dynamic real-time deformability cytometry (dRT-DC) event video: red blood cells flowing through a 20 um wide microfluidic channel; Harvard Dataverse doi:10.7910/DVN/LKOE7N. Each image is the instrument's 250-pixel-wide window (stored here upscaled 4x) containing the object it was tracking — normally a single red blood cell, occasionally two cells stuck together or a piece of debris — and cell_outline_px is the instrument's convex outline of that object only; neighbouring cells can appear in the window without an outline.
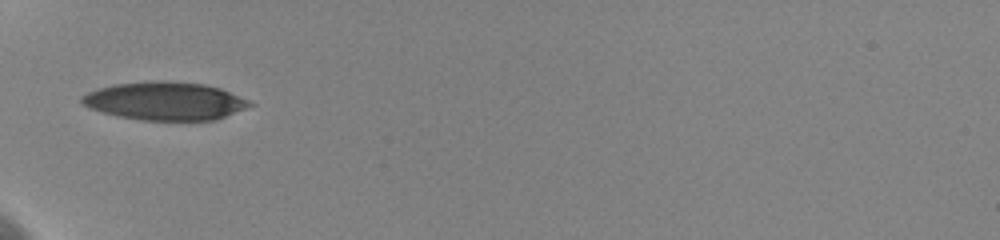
{"species": "human", "species_latin": "Homo sapiens", "temperature_condition": "cold", "stored_images_in_passage": 37, "camera_frame_rate_fps": 3000, "um_per_image_px": 0.085, "donor": {"sex": "female"}, "frame": {"image": 1, "passage_image": 1, "time_ms": 0.0, "image_size_px": [1000, 240], "cell_outline_px": [[256, 104], [216, 120], [140, 120], [120, 116], [104, 112], [92, 108], [84, 104], [80, 100], [80, 96], [96, 88], [116, 84], [156, 80], [164, 80], [204, 84], [220, 88], [248, 100]], "centroid_in_image_um": [14.04, 8.58], "position_along_channel_um": 71.0, "area_um2": 37.17}, "authors_computed_cell_mechanics": {"area_um2": 37.3966, "velocity_mm_per_s": 3.602, "shape_relaxation_time_tau1_ms": 3.3403, "shape_relaxation_time_tau2_ms": 1.7911, "deformation_change_tau1": 0.1526, "deformation_change_tau2": 0.0818}}